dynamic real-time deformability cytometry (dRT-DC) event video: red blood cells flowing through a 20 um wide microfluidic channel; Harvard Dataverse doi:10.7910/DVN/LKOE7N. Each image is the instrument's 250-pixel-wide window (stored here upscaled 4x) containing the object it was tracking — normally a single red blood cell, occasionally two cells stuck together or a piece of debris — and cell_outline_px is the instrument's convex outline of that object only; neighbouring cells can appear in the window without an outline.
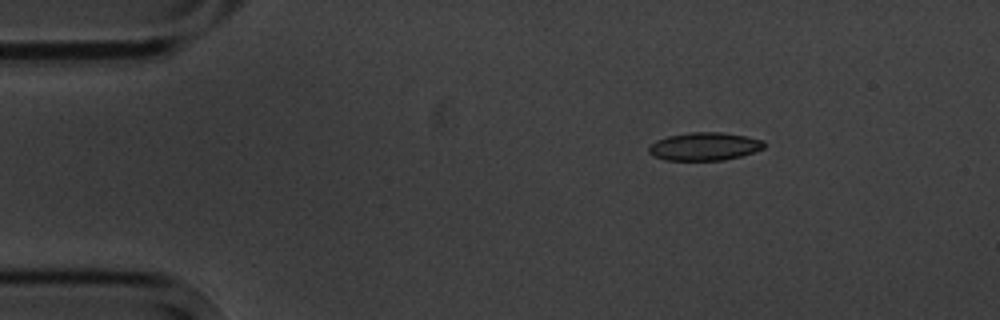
{"species": "common noctule bat (a hibernating species)", "species_latin": "Nyctalus noctula", "temperature_condition": "cold", "stored_images_in_passage": 4, "camera_frame_rate_fps": 3000, "um_per_image_px": 0.085, "animal": {"sex": "male", "body_mass_g": 20.1, "forearm_length_mm": 53.5}, "frame": {"image": 1, "passage_image": 2, "time_ms": 2.333, "image_size_px": [1000, 320], "cell_outline_px": [[768, 144], [764, 148], [740, 156], [724, 160], [664, 160], [652, 156], [648, 152], [648, 148], [656, 140], [668, 136], [688, 132], [720, 132], [744, 136], [764, 140]], "centroid_in_image_um": [59.87, 12.45], "position_along_channel_um": 25.1, "area_um2": 18.9}}